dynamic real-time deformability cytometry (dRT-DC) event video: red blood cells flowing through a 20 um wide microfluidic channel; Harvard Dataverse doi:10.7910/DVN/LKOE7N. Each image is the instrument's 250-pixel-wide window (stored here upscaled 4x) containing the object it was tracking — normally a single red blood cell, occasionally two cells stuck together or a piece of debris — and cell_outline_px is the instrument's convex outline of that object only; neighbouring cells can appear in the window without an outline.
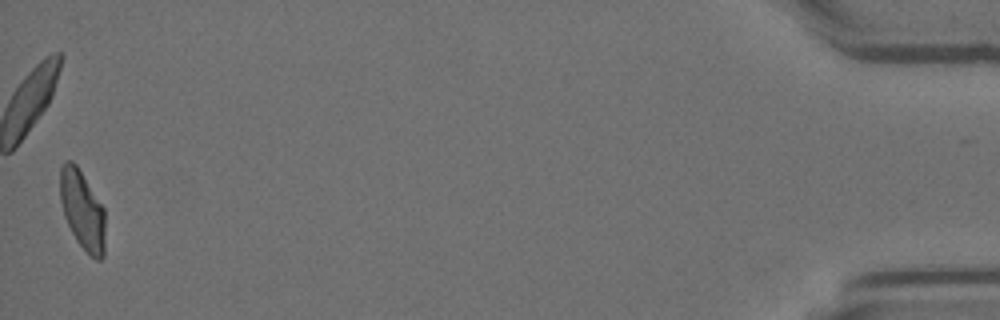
{"species": "Egyptian fruit bat (a non-hibernating species)", "species_latin": "Rousettus aegyptiacus", "temperature_condition": "room temperature", "stored_images_in_passage": 40, "camera_frame_rate_fps": 3000, "um_per_image_px": 0.085, "animal": {"sex": "female"}, "frame": {"image": 1, "passage_image": 40, "time_ms": 13.0, "image_size_px": [1000, 320], "cell_outline_px": [[104, 256], [100, 260], [96, 260], [76, 240], [64, 216], [60, 200], [60, 168], [64, 160], [72, 160], [76, 164], [104, 208]], "centroid_in_image_um": [6.98, 17.82], "position_along_channel_um": 428.2, "area_um2": 20.58}}